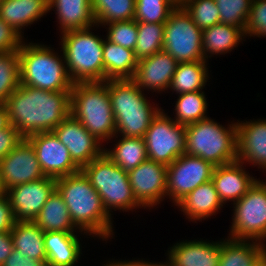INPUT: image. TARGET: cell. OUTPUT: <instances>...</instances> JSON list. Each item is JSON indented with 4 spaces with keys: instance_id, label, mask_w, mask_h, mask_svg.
<instances>
[{
    "instance_id": "obj_1",
    "label": "cell",
    "mask_w": 266,
    "mask_h": 266,
    "mask_svg": "<svg viewBox=\"0 0 266 266\" xmlns=\"http://www.w3.org/2000/svg\"><path fill=\"white\" fill-rule=\"evenodd\" d=\"M4 105L9 123L27 138L53 131L70 115V91L51 92L20 84Z\"/></svg>"
},
{
    "instance_id": "obj_2",
    "label": "cell",
    "mask_w": 266,
    "mask_h": 266,
    "mask_svg": "<svg viewBox=\"0 0 266 266\" xmlns=\"http://www.w3.org/2000/svg\"><path fill=\"white\" fill-rule=\"evenodd\" d=\"M56 190L80 231L105 243L116 237L113 217L107 213L100 195L82 171L56 179Z\"/></svg>"
},
{
    "instance_id": "obj_3",
    "label": "cell",
    "mask_w": 266,
    "mask_h": 266,
    "mask_svg": "<svg viewBox=\"0 0 266 266\" xmlns=\"http://www.w3.org/2000/svg\"><path fill=\"white\" fill-rule=\"evenodd\" d=\"M27 41L25 39L18 50L20 84L51 92L71 91L73 82L60 46L56 49L43 41Z\"/></svg>"
},
{
    "instance_id": "obj_4",
    "label": "cell",
    "mask_w": 266,
    "mask_h": 266,
    "mask_svg": "<svg viewBox=\"0 0 266 266\" xmlns=\"http://www.w3.org/2000/svg\"><path fill=\"white\" fill-rule=\"evenodd\" d=\"M116 135L144 138L151 121L164 107L148 97L131 79L108 80Z\"/></svg>"
},
{
    "instance_id": "obj_5",
    "label": "cell",
    "mask_w": 266,
    "mask_h": 266,
    "mask_svg": "<svg viewBox=\"0 0 266 266\" xmlns=\"http://www.w3.org/2000/svg\"><path fill=\"white\" fill-rule=\"evenodd\" d=\"M100 28L99 25H95L59 34L61 41H58V44L73 83L104 81L103 44L105 36L93 32Z\"/></svg>"
},
{
    "instance_id": "obj_6",
    "label": "cell",
    "mask_w": 266,
    "mask_h": 266,
    "mask_svg": "<svg viewBox=\"0 0 266 266\" xmlns=\"http://www.w3.org/2000/svg\"><path fill=\"white\" fill-rule=\"evenodd\" d=\"M70 114L104 145L116 135L108 80L73 83Z\"/></svg>"
},
{
    "instance_id": "obj_7",
    "label": "cell",
    "mask_w": 266,
    "mask_h": 266,
    "mask_svg": "<svg viewBox=\"0 0 266 266\" xmlns=\"http://www.w3.org/2000/svg\"><path fill=\"white\" fill-rule=\"evenodd\" d=\"M186 154L198 156L213 166L237 161L236 120L227 125L208 117L185 126Z\"/></svg>"
},
{
    "instance_id": "obj_8",
    "label": "cell",
    "mask_w": 266,
    "mask_h": 266,
    "mask_svg": "<svg viewBox=\"0 0 266 266\" xmlns=\"http://www.w3.org/2000/svg\"><path fill=\"white\" fill-rule=\"evenodd\" d=\"M81 171L98 192L105 210L113 219L115 211L136 213L137 209L145 210L133 195L128 172L116 165L106 154L103 153L83 166Z\"/></svg>"
},
{
    "instance_id": "obj_9",
    "label": "cell",
    "mask_w": 266,
    "mask_h": 266,
    "mask_svg": "<svg viewBox=\"0 0 266 266\" xmlns=\"http://www.w3.org/2000/svg\"><path fill=\"white\" fill-rule=\"evenodd\" d=\"M228 237L266 245V189L258 181L232 204Z\"/></svg>"
},
{
    "instance_id": "obj_10",
    "label": "cell",
    "mask_w": 266,
    "mask_h": 266,
    "mask_svg": "<svg viewBox=\"0 0 266 266\" xmlns=\"http://www.w3.org/2000/svg\"><path fill=\"white\" fill-rule=\"evenodd\" d=\"M163 50L178 63L207 61L202 51V30L183 7L175 8L164 24Z\"/></svg>"
},
{
    "instance_id": "obj_11",
    "label": "cell",
    "mask_w": 266,
    "mask_h": 266,
    "mask_svg": "<svg viewBox=\"0 0 266 266\" xmlns=\"http://www.w3.org/2000/svg\"><path fill=\"white\" fill-rule=\"evenodd\" d=\"M144 140L148 159L165 166L186 153L185 126L176 123L164 109L151 121Z\"/></svg>"
},
{
    "instance_id": "obj_12",
    "label": "cell",
    "mask_w": 266,
    "mask_h": 266,
    "mask_svg": "<svg viewBox=\"0 0 266 266\" xmlns=\"http://www.w3.org/2000/svg\"><path fill=\"white\" fill-rule=\"evenodd\" d=\"M215 166L201 157L183 154L167 166L166 200L175 205L199 185L212 179Z\"/></svg>"
},
{
    "instance_id": "obj_13",
    "label": "cell",
    "mask_w": 266,
    "mask_h": 266,
    "mask_svg": "<svg viewBox=\"0 0 266 266\" xmlns=\"http://www.w3.org/2000/svg\"><path fill=\"white\" fill-rule=\"evenodd\" d=\"M136 201L146 210L162 207L166 201L167 166L147 159L128 172Z\"/></svg>"
},
{
    "instance_id": "obj_14",
    "label": "cell",
    "mask_w": 266,
    "mask_h": 266,
    "mask_svg": "<svg viewBox=\"0 0 266 266\" xmlns=\"http://www.w3.org/2000/svg\"><path fill=\"white\" fill-rule=\"evenodd\" d=\"M34 147L45 176L58 179L81 171L53 131L36 133L26 138Z\"/></svg>"
},
{
    "instance_id": "obj_15",
    "label": "cell",
    "mask_w": 266,
    "mask_h": 266,
    "mask_svg": "<svg viewBox=\"0 0 266 266\" xmlns=\"http://www.w3.org/2000/svg\"><path fill=\"white\" fill-rule=\"evenodd\" d=\"M55 190L56 179L47 176L8 189L6 195L11 203L15 221H34Z\"/></svg>"
},
{
    "instance_id": "obj_16",
    "label": "cell",
    "mask_w": 266,
    "mask_h": 266,
    "mask_svg": "<svg viewBox=\"0 0 266 266\" xmlns=\"http://www.w3.org/2000/svg\"><path fill=\"white\" fill-rule=\"evenodd\" d=\"M0 172L6 191L45 177L35 149L26 138L0 160Z\"/></svg>"
},
{
    "instance_id": "obj_17",
    "label": "cell",
    "mask_w": 266,
    "mask_h": 266,
    "mask_svg": "<svg viewBox=\"0 0 266 266\" xmlns=\"http://www.w3.org/2000/svg\"><path fill=\"white\" fill-rule=\"evenodd\" d=\"M53 132L67 147L71 158L80 168L104 153V144L90 134L71 114Z\"/></svg>"
},
{
    "instance_id": "obj_18",
    "label": "cell",
    "mask_w": 266,
    "mask_h": 266,
    "mask_svg": "<svg viewBox=\"0 0 266 266\" xmlns=\"http://www.w3.org/2000/svg\"><path fill=\"white\" fill-rule=\"evenodd\" d=\"M178 62L164 50L150 57L140 59L131 79L145 93L152 97L168 92ZM155 92V93H154ZM158 93V94H157Z\"/></svg>"
},
{
    "instance_id": "obj_19",
    "label": "cell",
    "mask_w": 266,
    "mask_h": 266,
    "mask_svg": "<svg viewBox=\"0 0 266 266\" xmlns=\"http://www.w3.org/2000/svg\"><path fill=\"white\" fill-rule=\"evenodd\" d=\"M219 239L214 241L194 238L176 241L165 252L166 264L167 266H219L221 238Z\"/></svg>"
},
{
    "instance_id": "obj_20",
    "label": "cell",
    "mask_w": 266,
    "mask_h": 266,
    "mask_svg": "<svg viewBox=\"0 0 266 266\" xmlns=\"http://www.w3.org/2000/svg\"><path fill=\"white\" fill-rule=\"evenodd\" d=\"M236 140L239 161L259 172L266 167V118L237 119Z\"/></svg>"
},
{
    "instance_id": "obj_21",
    "label": "cell",
    "mask_w": 266,
    "mask_h": 266,
    "mask_svg": "<svg viewBox=\"0 0 266 266\" xmlns=\"http://www.w3.org/2000/svg\"><path fill=\"white\" fill-rule=\"evenodd\" d=\"M246 166L237 160L214 167L211 180L224 206L237 202L256 183L257 176L249 173Z\"/></svg>"
},
{
    "instance_id": "obj_22",
    "label": "cell",
    "mask_w": 266,
    "mask_h": 266,
    "mask_svg": "<svg viewBox=\"0 0 266 266\" xmlns=\"http://www.w3.org/2000/svg\"><path fill=\"white\" fill-rule=\"evenodd\" d=\"M188 222L203 223L219 212H223L224 204L219 199L212 180L205 182L187 194L176 205ZM216 214V215H215ZM203 221V222H202Z\"/></svg>"
},
{
    "instance_id": "obj_23",
    "label": "cell",
    "mask_w": 266,
    "mask_h": 266,
    "mask_svg": "<svg viewBox=\"0 0 266 266\" xmlns=\"http://www.w3.org/2000/svg\"><path fill=\"white\" fill-rule=\"evenodd\" d=\"M88 236L86 233L45 232L47 262L55 266H78L77 263L81 261L82 255L84 256L82 238H87V241L88 238L92 239Z\"/></svg>"
},
{
    "instance_id": "obj_24",
    "label": "cell",
    "mask_w": 266,
    "mask_h": 266,
    "mask_svg": "<svg viewBox=\"0 0 266 266\" xmlns=\"http://www.w3.org/2000/svg\"><path fill=\"white\" fill-rule=\"evenodd\" d=\"M48 7L45 0H3L0 2V18L27 39L25 29H30L31 25L46 17Z\"/></svg>"
},
{
    "instance_id": "obj_25",
    "label": "cell",
    "mask_w": 266,
    "mask_h": 266,
    "mask_svg": "<svg viewBox=\"0 0 266 266\" xmlns=\"http://www.w3.org/2000/svg\"><path fill=\"white\" fill-rule=\"evenodd\" d=\"M48 11L56 15L59 34L96 25L91 0H50Z\"/></svg>"
},
{
    "instance_id": "obj_26",
    "label": "cell",
    "mask_w": 266,
    "mask_h": 266,
    "mask_svg": "<svg viewBox=\"0 0 266 266\" xmlns=\"http://www.w3.org/2000/svg\"><path fill=\"white\" fill-rule=\"evenodd\" d=\"M244 30L240 27L218 23L202 31V51L204 59L221 57L232 53L246 41ZM244 41V42H243ZM241 43V44H240Z\"/></svg>"
},
{
    "instance_id": "obj_27",
    "label": "cell",
    "mask_w": 266,
    "mask_h": 266,
    "mask_svg": "<svg viewBox=\"0 0 266 266\" xmlns=\"http://www.w3.org/2000/svg\"><path fill=\"white\" fill-rule=\"evenodd\" d=\"M266 257V245L253 240L221 238L219 266H257Z\"/></svg>"
},
{
    "instance_id": "obj_28",
    "label": "cell",
    "mask_w": 266,
    "mask_h": 266,
    "mask_svg": "<svg viewBox=\"0 0 266 266\" xmlns=\"http://www.w3.org/2000/svg\"><path fill=\"white\" fill-rule=\"evenodd\" d=\"M113 138L106 143H112V146L109 145L107 148V145H104V154L125 172L131 171L148 159L144 138L120 135Z\"/></svg>"
},
{
    "instance_id": "obj_29",
    "label": "cell",
    "mask_w": 266,
    "mask_h": 266,
    "mask_svg": "<svg viewBox=\"0 0 266 266\" xmlns=\"http://www.w3.org/2000/svg\"><path fill=\"white\" fill-rule=\"evenodd\" d=\"M208 65L209 61L178 63L167 93L177 95L206 90V85L209 86V80H212V70Z\"/></svg>"
},
{
    "instance_id": "obj_30",
    "label": "cell",
    "mask_w": 266,
    "mask_h": 266,
    "mask_svg": "<svg viewBox=\"0 0 266 266\" xmlns=\"http://www.w3.org/2000/svg\"><path fill=\"white\" fill-rule=\"evenodd\" d=\"M134 51L110 42L103 44L104 81L132 79L137 68Z\"/></svg>"
},
{
    "instance_id": "obj_31",
    "label": "cell",
    "mask_w": 266,
    "mask_h": 266,
    "mask_svg": "<svg viewBox=\"0 0 266 266\" xmlns=\"http://www.w3.org/2000/svg\"><path fill=\"white\" fill-rule=\"evenodd\" d=\"M33 222L44 232L84 233L72 222L68 208L57 190L47 199Z\"/></svg>"
},
{
    "instance_id": "obj_32",
    "label": "cell",
    "mask_w": 266,
    "mask_h": 266,
    "mask_svg": "<svg viewBox=\"0 0 266 266\" xmlns=\"http://www.w3.org/2000/svg\"><path fill=\"white\" fill-rule=\"evenodd\" d=\"M14 249L34 260L47 261L44 231L33 221L16 222L10 231Z\"/></svg>"
},
{
    "instance_id": "obj_33",
    "label": "cell",
    "mask_w": 266,
    "mask_h": 266,
    "mask_svg": "<svg viewBox=\"0 0 266 266\" xmlns=\"http://www.w3.org/2000/svg\"><path fill=\"white\" fill-rule=\"evenodd\" d=\"M174 101L173 116L171 118L178 124L189 125L210 117L209 103L204 90L177 94ZM208 111V112H207Z\"/></svg>"
},
{
    "instance_id": "obj_34",
    "label": "cell",
    "mask_w": 266,
    "mask_h": 266,
    "mask_svg": "<svg viewBox=\"0 0 266 266\" xmlns=\"http://www.w3.org/2000/svg\"><path fill=\"white\" fill-rule=\"evenodd\" d=\"M136 0H91L96 25L128 21L135 18Z\"/></svg>"
},
{
    "instance_id": "obj_35",
    "label": "cell",
    "mask_w": 266,
    "mask_h": 266,
    "mask_svg": "<svg viewBox=\"0 0 266 266\" xmlns=\"http://www.w3.org/2000/svg\"><path fill=\"white\" fill-rule=\"evenodd\" d=\"M137 31L134 55L138 61L163 50L164 24L137 22Z\"/></svg>"
},
{
    "instance_id": "obj_36",
    "label": "cell",
    "mask_w": 266,
    "mask_h": 266,
    "mask_svg": "<svg viewBox=\"0 0 266 266\" xmlns=\"http://www.w3.org/2000/svg\"><path fill=\"white\" fill-rule=\"evenodd\" d=\"M20 85V61L18 51L0 52V104Z\"/></svg>"
},
{
    "instance_id": "obj_37",
    "label": "cell",
    "mask_w": 266,
    "mask_h": 266,
    "mask_svg": "<svg viewBox=\"0 0 266 266\" xmlns=\"http://www.w3.org/2000/svg\"><path fill=\"white\" fill-rule=\"evenodd\" d=\"M175 7L168 0H136V22L165 24Z\"/></svg>"
},
{
    "instance_id": "obj_38",
    "label": "cell",
    "mask_w": 266,
    "mask_h": 266,
    "mask_svg": "<svg viewBox=\"0 0 266 266\" xmlns=\"http://www.w3.org/2000/svg\"><path fill=\"white\" fill-rule=\"evenodd\" d=\"M220 13V23L240 27L245 31L252 0H214Z\"/></svg>"
},
{
    "instance_id": "obj_39",
    "label": "cell",
    "mask_w": 266,
    "mask_h": 266,
    "mask_svg": "<svg viewBox=\"0 0 266 266\" xmlns=\"http://www.w3.org/2000/svg\"><path fill=\"white\" fill-rule=\"evenodd\" d=\"M183 8L202 31L220 23V13L214 0H189Z\"/></svg>"
},
{
    "instance_id": "obj_40",
    "label": "cell",
    "mask_w": 266,
    "mask_h": 266,
    "mask_svg": "<svg viewBox=\"0 0 266 266\" xmlns=\"http://www.w3.org/2000/svg\"><path fill=\"white\" fill-rule=\"evenodd\" d=\"M103 28L106 29L105 37L110 42L134 51L138 37L137 22L134 19L107 23Z\"/></svg>"
},
{
    "instance_id": "obj_41",
    "label": "cell",
    "mask_w": 266,
    "mask_h": 266,
    "mask_svg": "<svg viewBox=\"0 0 266 266\" xmlns=\"http://www.w3.org/2000/svg\"><path fill=\"white\" fill-rule=\"evenodd\" d=\"M244 34L247 39L266 37V0H252Z\"/></svg>"
},
{
    "instance_id": "obj_42",
    "label": "cell",
    "mask_w": 266,
    "mask_h": 266,
    "mask_svg": "<svg viewBox=\"0 0 266 266\" xmlns=\"http://www.w3.org/2000/svg\"><path fill=\"white\" fill-rule=\"evenodd\" d=\"M25 39L0 18V52L18 51Z\"/></svg>"
},
{
    "instance_id": "obj_43",
    "label": "cell",
    "mask_w": 266,
    "mask_h": 266,
    "mask_svg": "<svg viewBox=\"0 0 266 266\" xmlns=\"http://www.w3.org/2000/svg\"><path fill=\"white\" fill-rule=\"evenodd\" d=\"M22 139L23 137L11 124L7 128L0 130V160L14 149Z\"/></svg>"
},
{
    "instance_id": "obj_44",
    "label": "cell",
    "mask_w": 266,
    "mask_h": 266,
    "mask_svg": "<svg viewBox=\"0 0 266 266\" xmlns=\"http://www.w3.org/2000/svg\"><path fill=\"white\" fill-rule=\"evenodd\" d=\"M16 223L12 206L6 194L0 196V232H10Z\"/></svg>"
},
{
    "instance_id": "obj_45",
    "label": "cell",
    "mask_w": 266,
    "mask_h": 266,
    "mask_svg": "<svg viewBox=\"0 0 266 266\" xmlns=\"http://www.w3.org/2000/svg\"><path fill=\"white\" fill-rule=\"evenodd\" d=\"M146 259V260H145ZM142 258L141 259L138 257V259L135 257L132 259H127L125 258L124 259H114V258H110V259H106L104 262V264H102V266H167L166 264V260L163 261H152V260H149L148 258ZM148 259V260H147Z\"/></svg>"
},
{
    "instance_id": "obj_46",
    "label": "cell",
    "mask_w": 266,
    "mask_h": 266,
    "mask_svg": "<svg viewBox=\"0 0 266 266\" xmlns=\"http://www.w3.org/2000/svg\"><path fill=\"white\" fill-rule=\"evenodd\" d=\"M47 261L34 260L28 255H22L20 251L13 249L1 266H43Z\"/></svg>"
},
{
    "instance_id": "obj_47",
    "label": "cell",
    "mask_w": 266,
    "mask_h": 266,
    "mask_svg": "<svg viewBox=\"0 0 266 266\" xmlns=\"http://www.w3.org/2000/svg\"><path fill=\"white\" fill-rule=\"evenodd\" d=\"M14 249L10 232H0V266Z\"/></svg>"
},
{
    "instance_id": "obj_48",
    "label": "cell",
    "mask_w": 266,
    "mask_h": 266,
    "mask_svg": "<svg viewBox=\"0 0 266 266\" xmlns=\"http://www.w3.org/2000/svg\"><path fill=\"white\" fill-rule=\"evenodd\" d=\"M9 125L7 108L4 104H0V130L7 128Z\"/></svg>"
},
{
    "instance_id": "obj_49",
    "label": "cell",
    "mask_w": 266,
    "mask_h": 266,
    "mask_svg": "<svg viewBox=\"0 0 266 266\" xmlns=\"http://www.w3.org/2000/svg\"><path fill=\"white\" fill-rule=\"evenodd\" d=\"M175 8L183 7L189 0H168Z\"/></svg>"
},
{
    "instance_id": "obj_50",
    "label": "cell",
    "mask_w": 266,
    "mask_h": 266,
    "mask_svg": "<svg viewBox=\"0 0 266 266\" xmlns=\"http://www.w3.org/2000/svg\"><path fill=\"white\" fill-rule=\"evenodd\" d=\"M261 172H264V173H266V167H264L263 169H262V171ZM264 175H266V174H264ZM257 181H258V183H260V185L263 187V188H265L266 189V179H260V178H257Z\"/></svg>"
},
{
    "instance_id": "obj_51",
    "label": "cell",
    "mask_w": 266,
    "mask_h": 266,
    "mask_svg": "<svg viewBox=\"0 0 266 266\" xmlns=\"http://www.w3.org/2000/svg\"><path fill=\"white\" fill-rule=\"evenodd\" d=\"M6 194V190L4 188L3 182H2V177H1V172H0V196Z\"/></svg>"
},
{
    "instance_id": "obj_52",
    "label": "cell",
    "mask_w": 266,
    "mask_h": 266,
    "mask_svg": "<svg viewBox=\"0 0 266 266\" xmlns=\"http://www.w3.org/2000/svg\"><path fill=\"white\" fill-rule=\"evenodd\" d=\"M257 266H266V257Z\"/></svg>"
},
{
    "instance_id": "obj_53",
    "label": "cell",
    "mask_w": 266,
    "mask_h": 266,
    "mask_svg": "<svg viewBox=\"0 0 266 266\" xmlns=\"http://www.w3.org/2000/svg\"><path fill=\"white\" fill-rule=\"evenodd\" d=\"M43 266H55V265L50 264V263H48V262H45Z\"/></svg>"
}]
</instances>
